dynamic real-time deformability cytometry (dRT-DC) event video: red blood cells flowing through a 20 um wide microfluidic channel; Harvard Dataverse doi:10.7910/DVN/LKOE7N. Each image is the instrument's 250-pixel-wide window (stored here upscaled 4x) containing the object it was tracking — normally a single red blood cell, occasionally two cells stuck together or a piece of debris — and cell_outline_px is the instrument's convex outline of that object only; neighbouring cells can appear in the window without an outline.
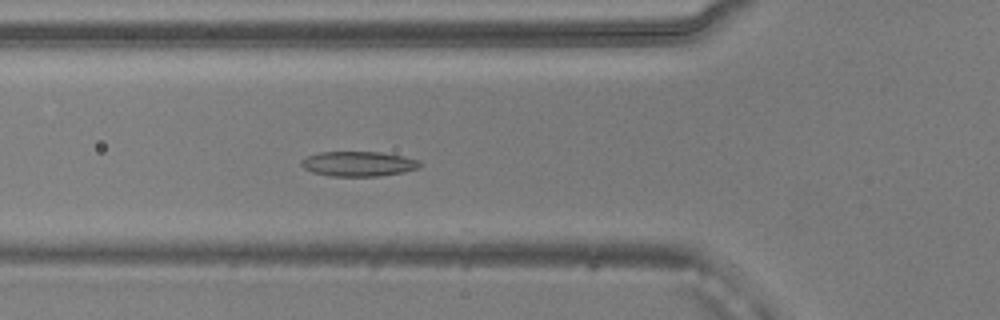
{"species": "common noctule bat (a hibernating species)", "species_latin": "Nyctalus noctula", "temperature_condition": "warm", "stored_images_in_passage": 53, "segment_of_instrument_passage": [1, 2], "camera_frame_rate_fps": 3000, "um_per_image_px": 0.085, "animal": {"sex": "male", "body_mass_g": 20.5, "forearm_length_mm": 52.5}, "frame": {"image": 1, "passage_image": 18, "time_ms": 5.667, "image_size_px": [1000, 320], "cell_outline_px": [[424, 164], [420, 168], [404, 172], [380, 176], [328, 176], [312, 172], [304, 168], [300, 164], [300, 160], [308, 156], [320, 152], [380, 152], [404, 156], [420, 160]], "centroid_in_image_um": [30.51, 13.93], "position_along_channel_um": 95.3, "area_um2": 17.46}}
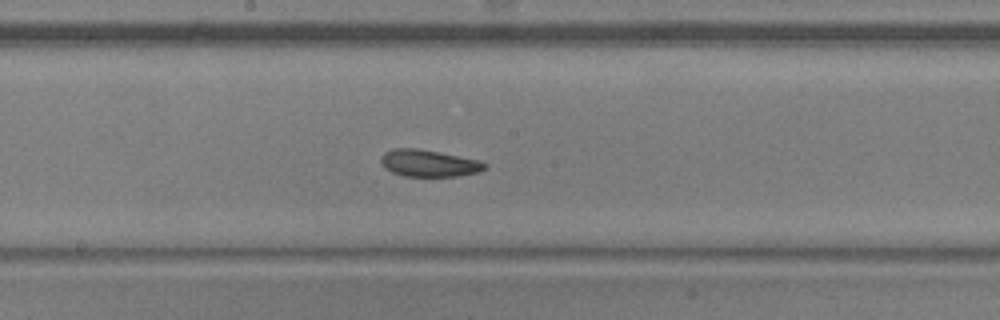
{"frame": {"image": 2, "passage_image": 27, "time_ms": 8.667, "image_size_px": [1000, 320], "cell_outline_px": [[488, 164], [480, 172], [456, 176], [404, 176], [392, 172], [384, 168], [380, 160], [380, 156], [384, 152], [392, 148], [416, 148], [480, 160]], "centroid_in_image_um": [36.42, 13.87], "position_along_channel_um": 211.8, "area_um2": 16.3}}
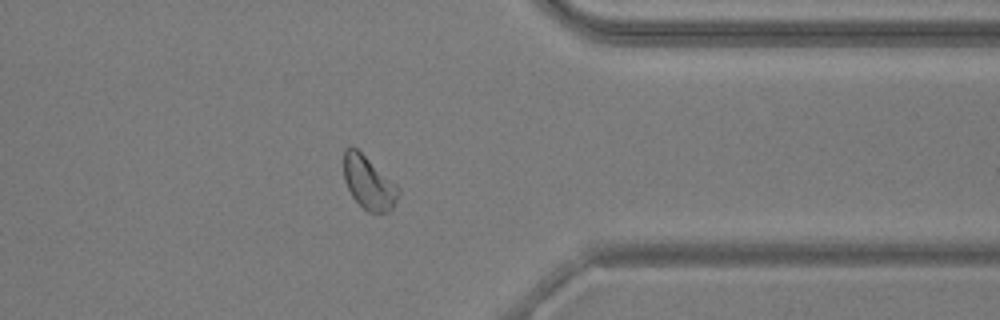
{"frame": {"image": 3, "passage_image": 41, "time_ms": 13.333, "image_size_px": [1000, 320], "cell_outline_px": [[400, 192], [392, 208], [388, 212], [368, 212], [352, 196], [344, 180], [344, 148], [356, 148], [396, 184], [400, 188]], "centroid_in_image_um": [31.34, 15.54], "position_along_channel_um": 380.1, "area_um2": 16.53}}